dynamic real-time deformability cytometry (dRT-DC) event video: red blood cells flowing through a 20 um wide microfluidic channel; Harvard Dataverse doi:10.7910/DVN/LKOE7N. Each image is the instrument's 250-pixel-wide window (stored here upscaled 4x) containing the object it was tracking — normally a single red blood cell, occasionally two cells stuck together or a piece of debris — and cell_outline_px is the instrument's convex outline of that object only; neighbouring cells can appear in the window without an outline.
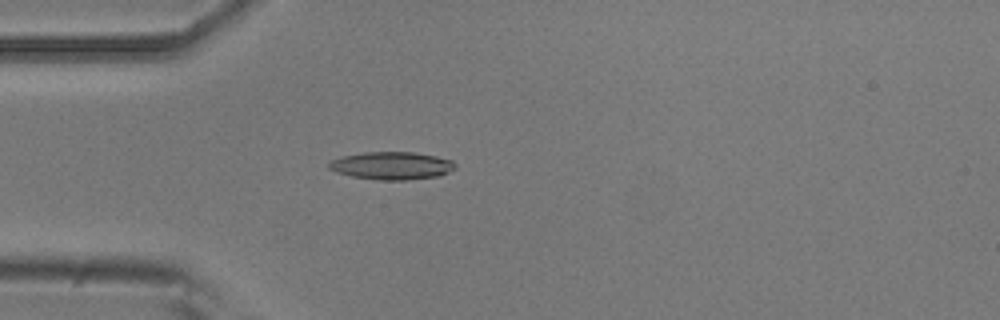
{"species": "common noctule bat (a hibernating species)", "species_latin": "Nyctalus noctula", "temperature_condition": "room temperature", "stored_images_in_passage": 28, "camera_frame_rate_fps": 3000, "um_per_image_px": 0.085, "animal": {"sex": "male", "body_mass_g": 20.5, "forearm_length_mm": 52.5}, "frame": {"image": 1, "passage_image": 1, "time_ms": 0.0, "image_size_px": [1000, 320], "cell_outline_px": [[456, 168], [440, 176], [408, 180], [380, 180], [352, 176], [336, 172], [328, 168], [328, 164], [332, 160], [344, 156], [364, 152], [412, 152], [436, 156], [452, 160], [456, 164]], "centroid_in_image_um": [33.33, 14.08], "position_along_channel_um": 51.7, "area_um2": 20.4}}
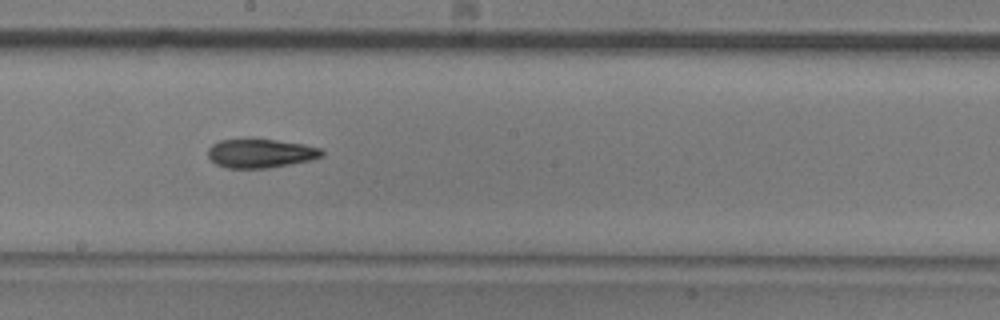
{"frame": {"image": 2, "passage_image": 15, "time_ms": 4.667, "image_size_px": [1000, 320], "cell_outline_px": [[324, 156], [308, 160], [268, 168], [228, 168], [216, 164], [208, 156], [208, 148], [212, 144], [220, 140], [276, 140], [304, 144], [320, 148], [324, 152]], "centroid_in_image_um": [22.15, 13.04], "position_along_channel_um": 226.1, "area_um2": 18.84}}
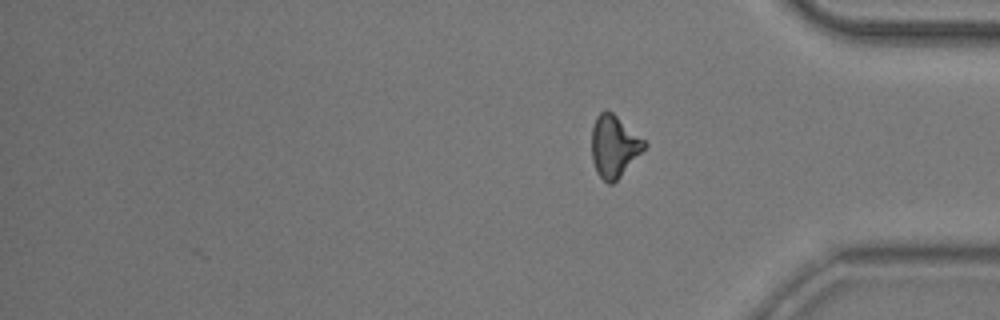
{"frame": {"image": 3, "passage_image": 28, "time_ms": 9.0, "image_size_px": [1000, 320], "cell_outline_px": [[648, 144], [620, 176], [612, 184], [608, 184], [596, 172], [592, 160], [592, 128], [596, 116], [600, 112], [612, 112], [644, 140]], "centroid_in_image_um": [52.17, 12.44], "position_along_channel_um": 383.0, "area_um2": 18.55}, "authors_computed_cell_mechanics": {"area_um2": 19.1896, "velocity_mm_per_s": 3.8885, "shape_relaxation_time_tau1_ms": 6.1294, "shape_relaxation_time_tau2_ms": 5.5366, "deformation_change_tau1": 0.1753, "deformation_change_tau2": 0.1639}}